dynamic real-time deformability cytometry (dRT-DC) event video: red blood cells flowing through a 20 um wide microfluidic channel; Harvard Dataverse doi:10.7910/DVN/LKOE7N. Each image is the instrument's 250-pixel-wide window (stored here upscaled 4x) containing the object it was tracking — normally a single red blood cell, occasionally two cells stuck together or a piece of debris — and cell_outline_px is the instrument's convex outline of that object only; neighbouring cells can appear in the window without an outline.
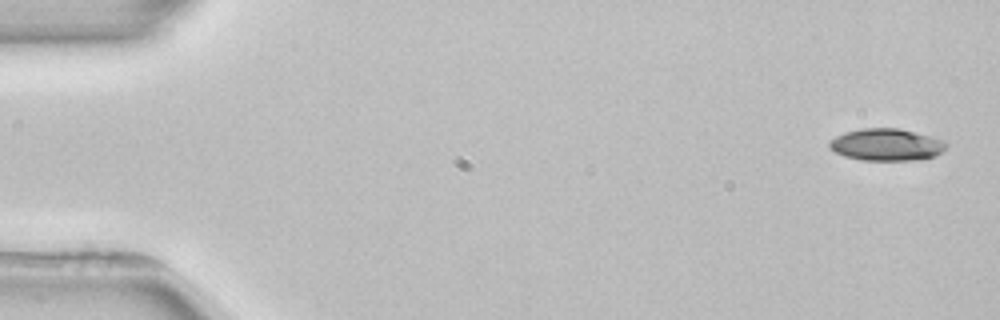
{"species": "common noctule bat (a hibernating species)", "species_latin": "Nyctalus noctula", "temperature_condition": "room temperature", "stored_images_in_passage": 4, "camera_frame_rate_fps": 3000, "um_per_image_px": 0.085, "animal": {"sex": "female", "body_mass_g": 22.7, "forearm_length_mm": 54.2}, "frame": {"image": 1, "passage_image": 1, "time_ms": 0.0, "image_size_px": [1000, 320], "cell_outline_px": [[948, 144], [936, 156], [924, 160], [860, 160], [844, 156], [836, 152], [828, 144], [836, 136], [844, 132], [860, 128], [900, 128], [932, 136], [944, 140]], "centroid_in_image_um": [75.39, 12.29], "position_along_channel_um": 9.6, "area_um2": 21.96}}